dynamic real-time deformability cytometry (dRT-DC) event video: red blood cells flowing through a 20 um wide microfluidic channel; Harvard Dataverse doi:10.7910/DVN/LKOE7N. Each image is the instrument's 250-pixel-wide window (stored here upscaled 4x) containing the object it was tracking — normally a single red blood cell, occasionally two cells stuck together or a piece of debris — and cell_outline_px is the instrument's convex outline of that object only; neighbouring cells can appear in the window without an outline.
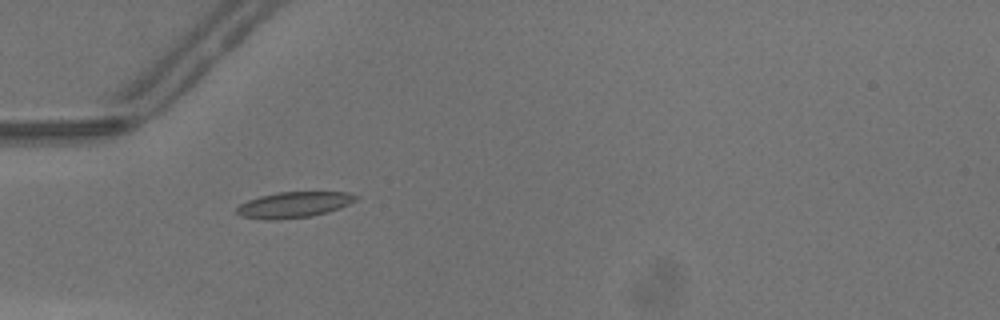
{"species": "common noctule bat (a hibernating species)", "species_latin": "Nyctalus noctula", "temperature_condition": "warm", "stored_images_in_passage": 49, "camera_frame_rate_fps": 3000, "um_per_image_px": 0.085, "animal": {"sex": "male", "body_mass_g": 13.3}, "frame": {"image": 1, "passage_image": 16, "time_ms": 5.0, "image_size_px": [1000, 320], "cell_outline_px": [[360, 196], [356, 200], [340, 208], [328, 212], [312, 216], [280, 220], [264, 220], [240, 216], [236, 212], [236, 208], [240, 204], [248, 200], [260, 196], [280, 192], [348, 192]], "centroid_in_image_um": [24.98, 17.41], "position_along_channel_um": 60.0, "area_um2": 18.09}}
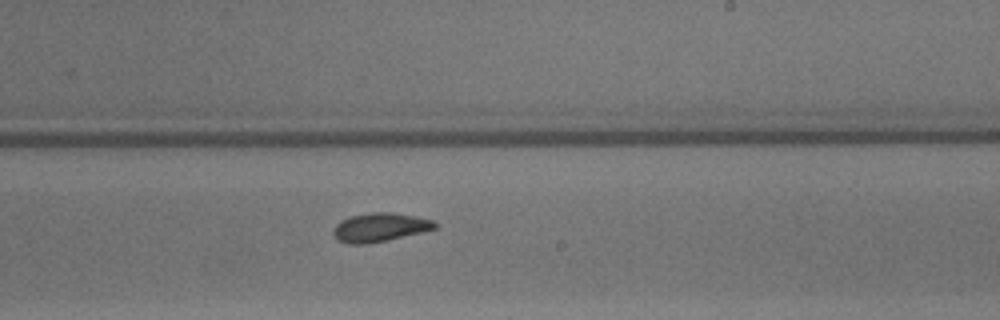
{"frame": {"image": 2, "passage_image": 30, "time_ms": 9.667, "image_size_px": [1000, 320], "cell_outline_px": [[436, 228], [424, 232], [388, 240], [368, 244], [348, 244], [340, 240], [332, 232], [332, 228], [340, 220], [348, 216], [372, 212], [392, 212], [416, 216], [432, 220], [436, 224]], "centroid_in_image_um": [32.27, 19.32], "position_along_channel_um": 256.7, "area_um2": 17.17}}
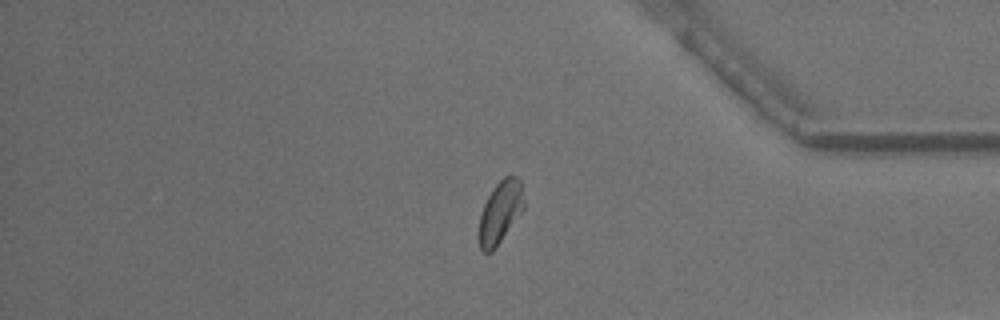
{"frame": {"image": 3, "passage_image": 41, "time_ms": 13.333, "image_size_px": [1000, 320], "cell_outline_px": [[524, 208], [492, 252], [484, 252], [480, 248], [480, 216], [484, 204], [488, 196], [496, 184], [504, 176], [516, 176], [520, 180], [524, 200]], "centroid_in_image_um": [42.53, 18.0], "position_along_channel_um": 392.7, "area_um2": 15.84}, "authors_computed_cell_mechanics": {"area_um2": 16.8198, "velocity_mm_per_s": 4.3069, "shape_relaxation_time_tau1_ms": null, "shape_relaxation_time_tau2_ms": 1.4114, "deformation_change_tau1": null, "deformation_change_tau2": 0.0545}}